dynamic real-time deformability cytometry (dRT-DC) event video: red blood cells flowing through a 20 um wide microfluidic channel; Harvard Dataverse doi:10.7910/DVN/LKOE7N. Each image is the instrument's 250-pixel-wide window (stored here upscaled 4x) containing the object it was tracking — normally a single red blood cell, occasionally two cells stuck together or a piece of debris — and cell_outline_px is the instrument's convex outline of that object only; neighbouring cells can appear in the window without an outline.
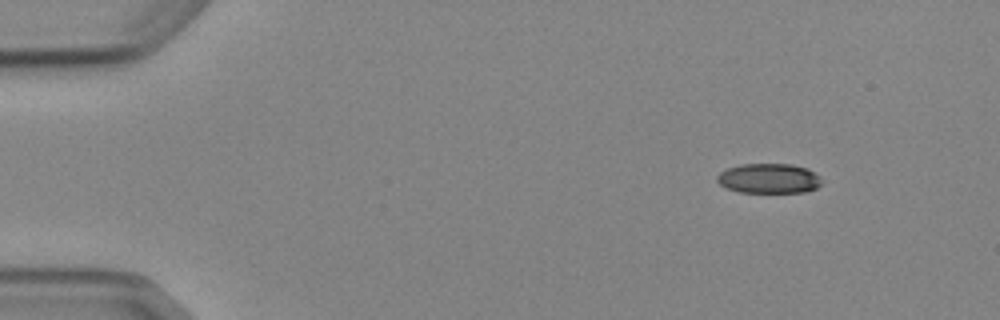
{"species": "Egyptian fruit bat (a non-hibernating species)", "species_latin": "Rousettus aegyptiacus", "temperature_condition": "cold", "stored_images_in_passage": 4, "camera_frame_rate_fps": 3000, "um_per_image_px": 0.085, "animal": {"sex": "female"}, "frame": {"image": 1, "passage_image": 1, "time_ms": 0.0, "image_size_px": [1000, 320], "cell_outline_px": [[820, 184], [816, 188], [804, 192], [740, 192], [728, 188], [720, 184], [716, 180], [716, 176], [720, 172], [728, 168], [740, 164], [792, 164], [808, 168], [820, 176]], "centroid_in_image_um": [65.35, 15.16], "position_along_channel_um": 19.6, "area_um2": 18.15}}
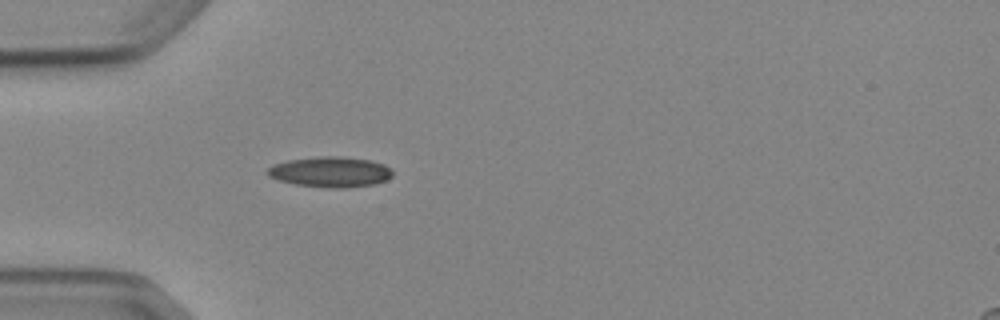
{"frame": {"image": 2, "passage_image": 4, "time_ms": 3.333, "image_size_px": [1000, 320], "cell_outline_px": [[392, 176], [388, 180], [376, 184], [348, 188], [328, 188], [296, 184], [280, 180], [268, 176], [264, 172], [272, 164], [288, 160], [320, 156], [340, 156], [368, 160], [384, 164], [392, 172]], "centroid_in_image_um": [28.07, 14.62], "position_along_channel_um": 56.9, "area_um2": 22.31}}